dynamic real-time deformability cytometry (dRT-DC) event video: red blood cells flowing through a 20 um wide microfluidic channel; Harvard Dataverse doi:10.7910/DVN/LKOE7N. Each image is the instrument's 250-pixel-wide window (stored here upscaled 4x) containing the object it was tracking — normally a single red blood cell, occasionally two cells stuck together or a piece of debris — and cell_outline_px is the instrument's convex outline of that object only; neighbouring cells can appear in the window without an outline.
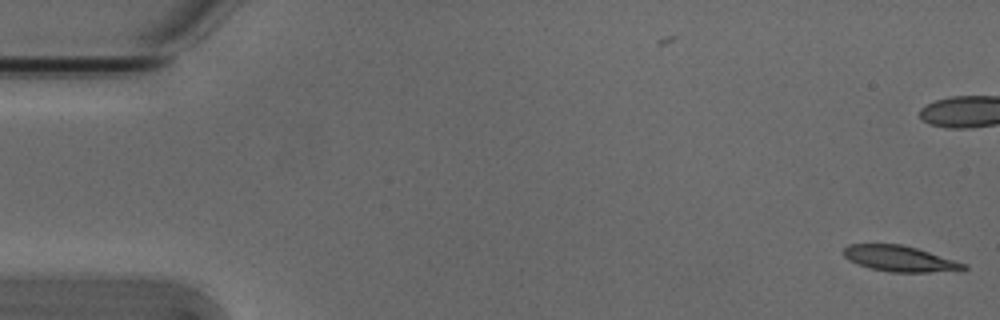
{"species": "Egyptian fruit bat (a non-hibernating species)", "species_latin": "Rousettus aegyptiacus", "temperature_condition": "cold", "stored_images_in_passage": 5, "camera_frame_rate_fps": 3000, "um_per_image_px": 0.085, "animal": {"sex": "male"}, "frame": {"image": 1, "passage_image": 1, "time_ms": 0.0, "image_size_px": [1000, 320], "cell_outline_px": [[968, 268], [964, 272], [892, 272], [872, 268], [848, 260], [844, 256], [844, 248], [848, 244], [900, 244], [916, 248], [968, 264]], "centroid_in_image_um": [76.59, 22.0], "position_along_channel_um": 8.4, "area_um2": 18.15}}